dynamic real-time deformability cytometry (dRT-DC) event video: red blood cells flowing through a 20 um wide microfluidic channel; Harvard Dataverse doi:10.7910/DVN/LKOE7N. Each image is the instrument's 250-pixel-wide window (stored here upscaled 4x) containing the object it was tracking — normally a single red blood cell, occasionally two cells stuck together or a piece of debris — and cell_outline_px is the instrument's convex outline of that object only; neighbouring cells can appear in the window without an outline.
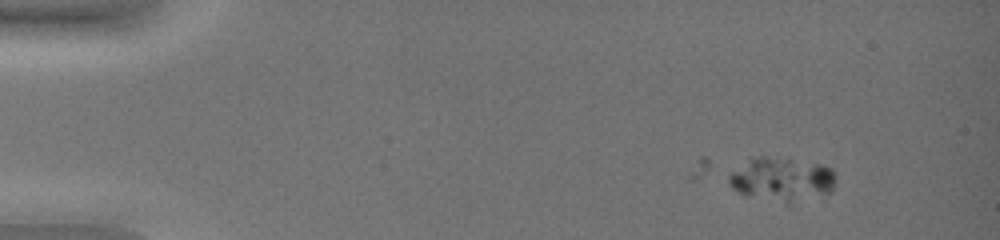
{"species": "common noctule bat (a hibernating species)", "species_latin": "Nyctalus noctula", "temperature_condition": "warm", "stored_images_in_passage": 2, "camera_frame_rate_fps": 3000, "um_per_image_px": 0.085, "animal": {"sex": "female", "body_mass_g": 19.0, "forearm_length_mm": 51.5}, "frame": {"image": 1, "passage_image": 2, "time_ms": 0.333, "image_size_px": [1000, 240], "cell_outline_px": [[836, 184], [832, 192], [788, 204], [784, 204], [748, 196], [732, 188], [728, 180], [728, 176], [748, 156], [764, 156], [820, 164], [832, 168], [836, 176]], "centroid_in_image_um": [66.46, 15.25], "position_along_channel_um": 18.5, "area_um2": 27.69}}